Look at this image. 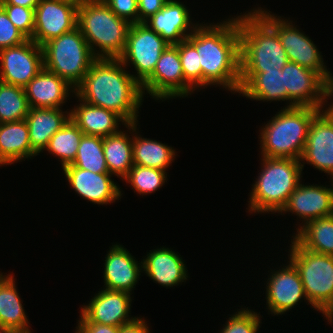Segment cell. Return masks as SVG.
I'll return each instance as SVG.
<instances>
[{"instance_id": "obj_1", "label": "cell", "mask_w": 333, "mask_h": 333, "mask_svg": "<svg viewBox=\"0 0 333 333\" xmlns=\"http://www.w3.org/2000/svg\"><path fill=\"white\" fill-rule=\"evenodd\" d=\"M187 40L195 47L202 67V88L219 85L240 90V38L237 17L217 24H199Z\"/></svg>"}, {"instance_id": "obj_2", "label": "cell", "mask_w": 333, "mask_h": 333, "mask_svg": "<svg viewBox=\"0 0 333 333\" xmlns=\"http://www.w3.org/2000/svg\"><path fill=\"white\" fill-rule=\"evenodd\" d=\"M125 69L119 58H97L75 88V96L116 112L127 124L137 123L144 94L141 85Z\"/></svg>"}, {"instance_id": "obj_3", "label": "cell", "mask_w": 333, "mask_h": 333, "mask_svg": "<svg viewBox=\"0 0 333 333\" xmlns=\"http://www.w3.org/2000/svg\"><path fill=\"white\" fill-rule=\"evenodd\" d=\"M240 72L282 70L289 61L276 31L253 9L237 16Z\"/></svg>"}, {"instance_id": "obj_4", "label": "cell", "mask_w": 333, "mask_h": 333, "mask_svg": "<svg viewBox=\"0 0 333 333\" xmlns=\"http://www.w3.org/2000/svg\"><path fill=\"white\" fill-rule=\"evenodd\" d=\"M322 109L314 107H284L260 130L263 157L300 160L306 145L308 129Z\"/></svg>"}, {"instance_id": "obj_5", "label": "cell", "mask_w": 333, "mask_h": 333, "mask_svg": "<svg viewBox=\"0 0 333 333\" xmlns=\"http://www.w3.org/2000/svg\"><path fill=\"white\" fill-rule=\"evenodd\" d=\"M261 157L262 169L252 185L248 212L279 213L301 182V161L293 158Z\"/></svg>"}, {"instance_id": "obj_6", "label": "cell", "mask_w": 333, "mask_h": 333, "mask_svg": "<svg viewBox=\"0 0 333 333\" xmlns=\"http://www.w3.org/2000/svg\"><path fill=\"white\" fill-rule=\"evenodd\" d=\"M130 26L128 20L116 16L103 0L77 8V27L97 58H119L125 50Z\"/></svg>"}, {"instance_id": "obj_7", "label": "cell", "mask_w": 333, "mask_h": 333, "mask_svg": "<svg viewBox=\"0 0 333 333\" xmlns=\"http://www.w3.org/2000/svg\"><path fill=\"white\" fill-rule=\"evenodd\" d=\"M288 259L298 270L307 303L328 319L333 314V256L313 252L291 239Z\"/></svg>"}, {"instance_id": "obj_8", "label": "cell", "mask_w": 333, "mask_h": 333, "mask_svg": "<svg viewBox=\"0 0 333 333\" xmlns=\"http://www.w3.org/2000/svg\"><path fill=\"white\" fill-rule=\"evenodd\" d=\"M43 67L76 88L97 57L78 27L41 46Z\"/></svg>"}, {"instance_id": "obj_9", "label": "cell", "mask_w": 333, "mask_h": 333, "mask_svg": "<svg viewBox=\"0 0 333 333\" xmlns=\"http://www.w3.org/2000/svg\"><path fill=\"white\" fill-rule=\"evenodd\" d=\"M260 8H254V10L276 31L289 61L316 71L330 85H333L332 73L327 70L321 52L309 36L297 29L292 21L282 19L281 16Z\"/></svg>"}, {"instance_id": "obj_10", "label": "cell", "mask_w": 333, "mask_h": 333, "mask_svg": "<svg viewBox=\"0 0 333 333\" xmlns=\"http://www.w3.org/2000/svg\"><path fill=\"white\" fill-rule=\"evenodd\" d=\"M170 45L144 23H132L123 54L122 64L136 70L134 79L142 85L153 73L162 52Z\"/></svg>"}, {"instance_id": "obj_11", "label": "cell", "mask_w": 333, "mask_h": 333, "mask_svg": "<svg viewBox=\"0 0 333 333\" xmlns=\"http://www.w3.org/2000/svg\"><path fill=\"white\" fill-rule=\"evenodd\" d=\"M281 72L284 73V87L287 89L289 102L286 108L325 109L327 100L333 96V85H330L319 73L292 61H288Z\"/></svg>"}, {"instance_id": "obj_12", "label": "cell", "mask_w": 333, "mask_h": 333, "mask_svg": "<svg viewBox=\"0 0 333 333\" xmlns=\"http://www.w3.org/2000/svg\"><path fill=\"white\" fill-rule=\"evenodd\" d=\"M155 100L187 97L195 89L184 79L178 48L170 45L161 54L152 75L141 85Z\"/></svg>"}, {"instance_id": "obj_13", "label": "cell", "mask_w": 333, "mask_h": 333, "mask_svg": "<svg viewBox=\"0 0 333 333\" xmlns=\"http://www.w3.org/2000/svg\"><path fill=\"white\" fill-rule=\"evenodd\" d=\"M43 67V52L33 40L0 50V81L24 88Z\"/></svg>"}, {"instance_id": "obj_14", "label": "cell", "mask_w": 333, "mask_h": 333, "mask_svg": "<svg viewBox=\"0 0 333 333\" xmlns=\"http://www.w3.org/2000/svg\"><path fill=\"white\" fill-rule=\"evenodd\" d=\"M77 8L64 0H40L35 7L33 40L42 46L77 27Z\"/></svg>"}, {"instance_id": "obj_15", "label": "cell", "mask_w": 333, "mask_h": 333, "mask_svg": "<svg viewBox=\"0 0 333 333\" xmlns=\"http://www.w3.org/2000/svg\"><path fill=\"white\" fill-rule=\"evenodd\" d=\"M300 161L302 168L306 161L333 180V113L329 108L321 110L311 121Z\"/></svg>"}, {"instance_id": "obj_16", "label": "cell", "mask_w": 333, "mask_h": 333, "mask_svg": "<svg viewBox=\"0 0 333 333\" xmlns=\"http://www.w3.org/2000/svg\"><path fill=\"white\" fill-rule=\"evenodd\" d=\"M288 265L272 270L266 285V305L274 315L285 314L303 298L307 300L298 270L289 260Z\"/></svg>"}, {"instance_id": "obj_17", "label": "cell", "mask_w": 333, "mask_h": 333, "mask_svg": "<svg viewBox=\"0 0 333 333\" xmlns=\"http://www.w3.org/2000/svg\"><path fill=\"white\" fill-rule=\"evenodd\" d=\"M130 293L104 289L98 291L89 304L83 305L80 313L89 321L103 325L121 327L133 322L137 317H129L131 309Z\"/></svg>"}, {"instance_id": "obj_18", "label": "cell", "mask_w": 333, "mask_h": 333, "mask_svg": "<svg viewBox=\"0 0 333 333\" xmlns=\"http://www.w3.org/2000/svg\"><path fill=\"white\" fill-rule=\"evenodd\" d=\"M331 186L302 185L300 182L279 213L296 214L300 220L303 219V225L308 221L333 215V180Z\"/></svg>"}, {"instance_id": "obj_19", "label": "cell", "mask_w": 333, "mask_h": 333, "mask_svg": "<svg viewBox=\"0 0 333 333\" xmlns=\"http://www.w3.org/2000/svg\"><path fill=\"white\" fill-rule=\"evenodd\" d=\"M63 171L71 188L94 204L107 205L121 199V189L112 181L110 173H94L73 165L64 167Z\"/></svg>"}, {"instance_id": "obj_20", "label": "cell", "mask_w": 333, "mask_h": 333, "mask_svg": "<svg viewBox=\"0 0 333 333\" xmlns=\"http://www.w3.org/2000/svg\"><path fill=\"white\" fill-rule=\"evenodd\" d=\"M186 5L176 0H168L164 7L144 22L159 34L169 45L179 44L193 33L199 25L191 22Z\"/></svg>"}, {"instance_id": "obj_21", "label": "cell", "mask_w": 333, "mask_h": 333, "mask_svg": "<svg viewBox=\"0 0 333 333\" xmlns=\"http://www.w3.org/2000/svg\"><path fill=\"white\" fill-rule=\"evenodd\" d=\"M142 262L138 263L135 257L120 244H114L107 252L104 263V289L130 293L135 288Z\"/></svg>"}, {"instance_id": "obj_22", "label": "cell", "mask_w": 333, "mask_h": 333, "mask_svg": "<svg viewBox=\"0 0 333 333\" xmlns=\"http://www.w3.org/2000/svg\"><path fill=\"white\" fill-rule=\"evenodd\" d=\"M30 108H61L75 92L65 79L45 68L24 87ZM70 91V92H69Z\"/></svg>"}, {"instance_id": "obj_23", "label": "cell", "mask_w": 333, "mask_h": 333, "mask_svg": "<svg viewBox=\"0 0 333 333\" xmlns=\"http://www.w3.org/2000/svg\"><path fill=\"white\" fill-rule=\"evenodd\" d=\"M153 250L141 261L146 276L163 287H173L186 282L188 270L180 254L165 247Z\"/></svg>"}, {"instance_id": "obj_24", "label": "cell", "mask_w": 333, "mask_h": 333, "mask_svg": "<svg viewBox=\"0 0 333 333\" xmlns=\"http://www.w3.org/2000/svg\"><path fill=\"white\" fill-rule=\"evenodd\" d=\"M79 105L70 110L71 120L84 135L106 137L119 132V122L126 121L116 112L78 100Z\"/></svg>"}, {"instance_id": "obj_25", "label": "cell", "mask_w": 333, "mask_h": 333, "mask_svg": "<svg viewBox=\"0 0 333 333\" xmlns=\"http://www.w3.org/2000/svg\"><path fill=\"white\" fill-rule=\"evenodd\" d=\"M239 95L258 101H286L284 73L281 70L266 72H240Z\"/></svg>"}, {"instance_id": "obj_26", "label": "cell", "mask_w": 333, "mask_h": 333, "mask_svg": "<svg viewBox=\"0 0 333 333\" xmlns=\"http://www.w3.org/2000/svg\"><path fill=\"white\" fill-rule=\"evenodd\" d=\"M70 119V111L60 108H30L25 120L28 124L32 150L39 155L50 138Z\"/></svg>"}, {"instance_id": "obj_27", "label": "cell", "mask_w": 333, "mask_h": 333, "mask_svg": "<svg viewBox=\"0 0 333 333\" xmlns=\"http://www.w3.org/2000/svg\"><path fill=\"white\" fill-rule=\"evenodd\" d=\"M37 156L32 150L26 120L0 123V166Z\"/></svg>"}, {"instance_id": "obj_28", "label": "cell", "mask_w": 333, "mask_h": 333, "mask_svg": "<svg viewBox=\"0 0 333 333\" xmlns=\"http://www.w3.org/2000/svg\"><path fill=\"white\" fill-rule=\"evenodd\" d=\"M12 274L0 273V327L31 333L30 325Z\"/></svg>"}, {"instance_id": "obj_29", "label": "cell", "mask_w": 333, "mask_h": 333, "mask_svg": "<svg viewBox=\"0 0 333 333\" xmlns=\"http://www.w3.org/2000/svg\"><path fill=\"white\" fill-rule=\"evenodd\" d=\"M137 125L138 123L125 125L129 129V133L132 131V134L133 132L137 134H133V164L166 171L175 159V150L159 141L142 138L136 131Z\"/></svg>"}, {"instance_id": "obj_30", "label": "cell", "mask_w": 333, "mask_h": 333, "mask_svg": "<svg viewBox=\"0 0 333 333\" xmlns=\"http://www.w3.org/2000/svg\"><path fill=\"white\" fill-rule=\"evenodd\" d=\"M296 229L297 232L292 238L302 247L333 256V215L308 221Z\"/></svg>"}, {"instance_id": "obj_31", "label": "cell", "mask_w": 333, "mask_h": 333, "mask_svg": "<svg viewBox=\"0 0 333 333\" xmlns=\"http://www.w3.org/2000/svg\"><path fill=\"white\" fill-rule=\"evenodd\" d=\"M131 136L132 138L126 131L120 129L119 132L103 138V151L108 171L122 180L134 165L133 135Z\"/></svg>"}, {"instance_id": "obj_32", "label": "cell", "mask_w": 333, "mask_h": 333, "mask_svg": "<svg viewBox=\"0 0 333 333\" xmlns=\"http://www.w3.org/2000/svg\"><path fill=\"white\" fill-rule=\"evenodd\" d=\"M84 133L71 120L58 130L49 140L47 150L60 159L62 169L71 165L76 158L80 140Z\"/></svg>"}, {"instance_id": "obj_33", "label": "cell", "mask_w": 333, "mask_h": 333, "mask_svg": "<svg viewBox=\"0 0 333 333\" xmlns=\"http://www.w3.org/2000/svg\"><path fill=\"white\" fill-rule=\"evenodd\" d=\"M29 109L24 88L0 81V123L24 120Z\"/></svg>"}, {"instance_id": "obj_34", "label": "cell", "mask_w": 333, "mask_h": 333, "mask_svg": "<svg viewBox=\"0 0 333 333\" xmlns=\"http://www.w3.org/2000/svg\"><path fill=\"white\" fill-rule=\"evenodd\" d=\"M71 165L94 173H109L104 157L103 138L83 135L76 158Z\"/></svg>"}, {"instance_id": "obj_35", "label": "cell", "mask_w": 333, "mask_h": 333, "mask_svg": "<svg viewBox=\"0 0 333 333\" xmlns=\"http://www.w3.org/2000/svg\"><path fill=\"white\" fill-rule=\"evenodd\" d=\"M123 180L131 184L134 192L143 196L160 189L167 182V172L156 168L133 165Z\"/></svg>"}, {"instance_id": "obj_36", "label": "cell", "mask_w": 333, "mask_h": 333, "mask_svg": "<svg viewBox=\"0 0 333 333\" xmlns=\"http://www.w3.org/2000/svg\"><path fill=\"white\" fill-rule=\"evenodd\" d=\"M181 59L184 79L196 90L202 87V67L195 47L187 40L175 45Z\"/></svg>"}, {"instance_id": "obj_37", "label": "cell", "mask_w": 333, "mask_h": 333, "mask_svg": "<svg viewBox=\"0 0 333 333\" xmlns=\"http://www.w3.org/2000/svg\"><path fill=\"white\" fill-rule=\"evenodd\" d=\"M239 311L231 315L220 333H257L261 327V316L248 307L238 309Z\"/></svg>"}, {"instance_id": "obj_38", "label": "cell", "mask_w": 333, "mask_h": 333, "mask_svg": "<svg viewBox=\"0 0 333 333\" xmlns=\"http://www.w3.org/2000/svg\"><path fill=\"white\" fill-rule=\"evenodd\" d=\"M0 6L19 32L31 40L34 32L35 9L12 4H0Z\"/></svg>"}, {"instance_id": "obj_39", "label": "cell", "mask_w": 333, "mask_h": 333, "mask_svg": "<svg viewBox=\"0 0 333 333\" xmlns=\"http://www.w3.org/2000/svg\"><path fill=\"white\" fill-rule=\"evenodd\" d=\"M26 40L27 38L19 32L0 6V50L19 45Z\"/></svg>"}, {"instance_id": "obj_40", "label": "cell", "mask_w": 333, "mask_h": 333, "mask_svg": "<svg viewBox=\"0 0 333 333\" xmlns=\"http://www.w3.org/2000/svg\"><path fill=\"white\" fill-rule=\"evenodd\" d=\"M112 12L132 23H139L137 0H103Z\"/></svg>"}, {"instance_id": "obj_41", "label": "cell", "mask_w": 333, "mask_h": 333, "mask_svg": "<svg viewBox=\"0 0 333 333\" xmlns=\"http://www.w3.org/2000/svg\"><path fill=\"white\" fill-rule=\"evenodd\" d=\"M75 333H119L120 327L89 322L81 313Z\"/></svg>"}, {"instance_id": "obj_42", "label": "cell", "mask_w": 333, "mask_h": 333, "mask_svg": "<svg viewBox=\"0 0 333 333\" xmlns=\"http://www.w3.org/2000/svg\"><path fill=\"white\" fill-rule=\"evenodd\" d=\"M168 0H137L139 23H144L160 11Z\"/></svg>"}, {"instance_id": "obj_43", "label": "cell", "mask_w": 333, "mask_h": 333, "mask_svg": "<svg viewBox=\"0 0 333 333\" xmlns=\"http://www.w3.org/2000/svg\"><path fill=\"white\" fill-rule=\"evenodd\" d=\"M145 319L137 317L133 322L120 327L119 333H150Z\"/></svg>"}, {"instance_id": "obj_44", "label": "cell", "mask_w": 333, "mask_h": 333, "mask_svg": "<svg viewBox=\"0 0 333 333\" xmlns=\"http://www.w3.org/2000/svg\"><path fill=\"white\" fill-rule=\"evenodd\" d=\"M40 0H0V4L19 5L25 8H33L38 5Z\"/></svg>"}, {"instance_id": "obj_45", "label": "cell", "mask_w": 333, "mask_h": 333, "mask_svg": "<svg viewBox=\"0 0 333 333\" xmlns=\"http://www.w3.org/2000/svg\"><path fill=\"white\" fill-rule=\"evenodd\" d=\"M64 1H69V2H72V3L76 4L77 6H79V5H84L86 3L93 2L96 0H64Z\"/></svg>"}, {"instance_id": "obj_46", "label": "cell", "mask_w": 333, "mask_h": 333, "mask_svg": "<svg viewBox=\"0 0 333 333\" xmlns=\"http://www.w3.org/2000/svg\"><path fill=\"white\" fill-rule=\"evenodd\" d=\"M0 333H20L17 330H12L10 328L0 327Z\"/></svg>"}, {"instance_id": "obj_47", "label": "cell", "mask_w": 333, "mask_h": 333, "mask_svg": "<svg viewBox=\"0 0 333 333\" xmlns=\"http://www.w3.org/2000/svg\"><path fill=\"white\" fill-rule=\"evenodd\" d=\"M330 324L333 323V314L327 319Z\"/></svg>"}, {"instance_id": "obj_48", "label": "cell", "mask_w": 333, "mask_h": 333, "mask_svg": "<svg viewBox=\"0 0 333 333\" xmlns=\"http://www.w3.org/2000/svg\"><path fill=\"white\" fill-rule=\"evenodd\" d=\"M327 105H329V109L332 111V113H333V103H332V105H330V104H327Z\"/></svg>"}]
</instances>
